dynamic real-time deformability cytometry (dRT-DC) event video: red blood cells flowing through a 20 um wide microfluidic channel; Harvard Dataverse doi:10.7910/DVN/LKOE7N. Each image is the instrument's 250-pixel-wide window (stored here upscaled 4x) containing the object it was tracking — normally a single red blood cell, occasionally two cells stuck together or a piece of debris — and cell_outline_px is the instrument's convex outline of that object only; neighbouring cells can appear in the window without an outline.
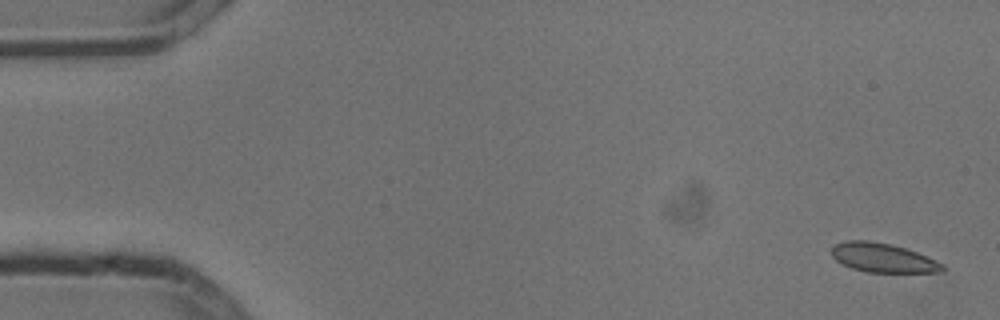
{"species": "common noctule bat (a hibernating species)", "species_latin": "Nyctalus noctula", "temperature_condition": "cold", "stored_images_in_passage": 5, "camera_frame_rate_fps": 3000, "um_per_image_px": 0.085, "animal": {"sex": "male", "body_mass_g": 13.3}, "frame": {"image": 1, "passage_image": 1, "time_ms": 0.0, "image_size_px": [1000, 320], "cell_outline_px": [[944, 272], [868, 272], [852, 268], [836, 260], [832, 256], [832, 244], [844, 240], [868, 240], [892, 244], [916, 252], [936, 260], [944, 264]], "centroid_in_image_um": [75.03, 21.9], "position_along_channel_um": 10.0, "area_um2": 18.84}}